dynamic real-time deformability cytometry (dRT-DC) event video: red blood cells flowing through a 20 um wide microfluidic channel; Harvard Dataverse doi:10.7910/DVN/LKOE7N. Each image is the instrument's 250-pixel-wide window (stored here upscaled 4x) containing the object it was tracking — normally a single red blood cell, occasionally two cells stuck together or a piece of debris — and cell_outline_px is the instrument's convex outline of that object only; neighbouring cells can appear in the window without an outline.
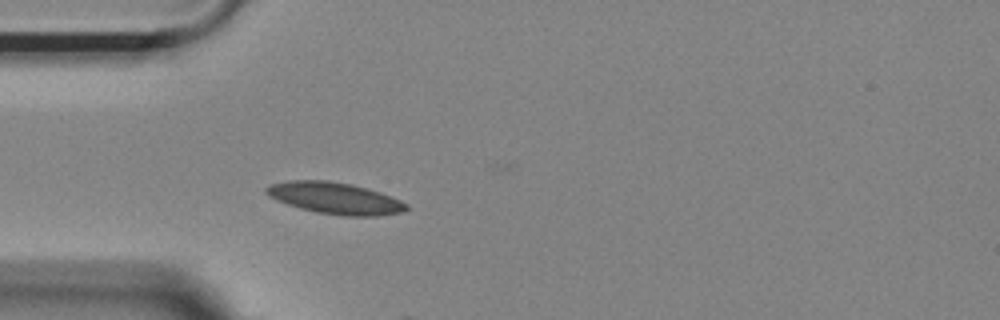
{"species": "Egyptian fruit bat (a non-hibernating species)", "species_latin": "Rousettus aegyptiacus", "temperature_condition": "room temperature", "stored_images_in_passage": 13, "camera_frame_rate_fps": 3000, "um_per_image_px": 0.085, "animal": {"sex": "female"}, "frame": {"image": 1, "passage_image": 12, "time_ms": 3.667, "image_size_px": [1000, 320], "cell_outline_px": [[408, 208], [400, 212], [376, 216], [344, 216], [316, 212], [300, 208], [276, 200], [268, 196], [264, 192], [264, 188], [268, 184], [288, 180], [328, 180], [352, 184], [368, 188], [380, 192], [400, 200], [408, 204]], "centroid_in_image_um": [28.42, 16.83], "position_along_channel_um": 56.6, "area_um2": 25.95}}